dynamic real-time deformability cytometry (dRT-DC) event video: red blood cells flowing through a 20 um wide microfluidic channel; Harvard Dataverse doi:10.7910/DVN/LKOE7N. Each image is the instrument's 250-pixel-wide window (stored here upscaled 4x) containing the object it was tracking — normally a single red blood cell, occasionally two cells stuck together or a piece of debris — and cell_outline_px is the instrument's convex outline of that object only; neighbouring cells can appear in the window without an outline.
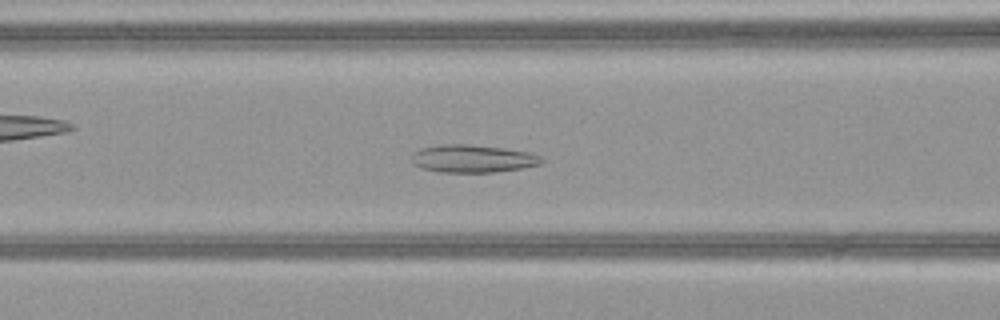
{"species": "common noctule bat (a hibernating species)", "species_latin": "Nyctalus noctula", "temperature_condition": "warm", "stored_images_in_passage": 51, "camera_frame_rate_fps": 3000, "um_per_image_px": 0.085, "animal": {"sex": "female", "body_mass_g": 21.9}, "frame": {"image": 1, "passage_image": 22, "time_ms": 7.0, "image_size_px": [1000, 320], "cell_outline_px": [[544, 164], [496, 172], [440, 172], [420, 168], [412, 164], [412, 152], [420, 148], [440, 144], [464, 144], [504, 148], [528, 152], [540, 156], [544, 160]], "centroid_in_image_um": [40.15, 13.48], "position_along_channel_um": 126.4, "area_um2": 21.15}}
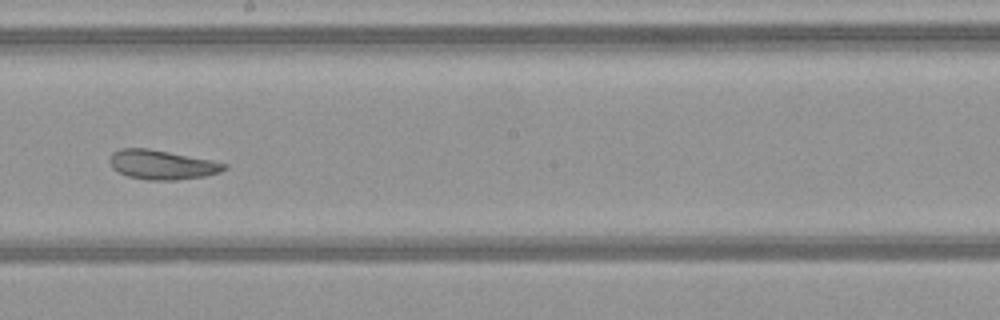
{"frame": {"image": 2, "passage_image": 30, "time_ms": 9.667, "image_size_px": [1000, 320], "cell_outline_px": [[228, 168], [220, 172], [204, 176], [176, 180], [148, 180], [128, 176], [112, 168], [108, 160], [112, 152], [120, 148], [148, 148], [212, 160], [228, 164]], "centroid_in_image_um": [13.76, 13.99], "position_along_channel_um": 234.4, "area_um2": 19.65}}
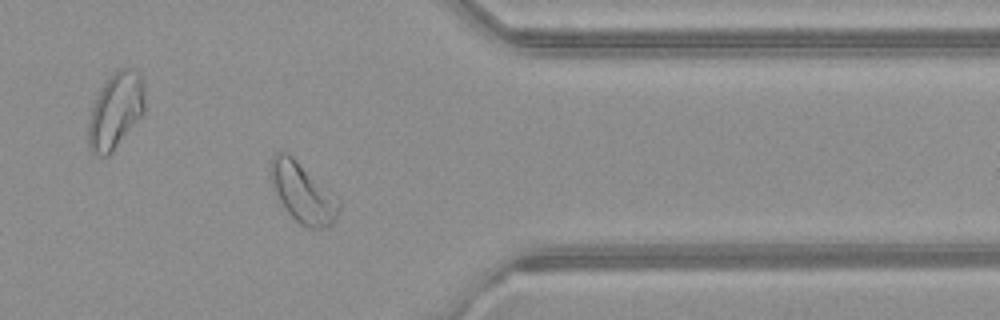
{"frame": {"image": 3, "passage_image": 42, "time_ms": 13.667, "image_size_px": [1000, 320], "cell_outline_px": [[340, 212], [336, 220], [332, 224], [324, 228], [308, 228], [300, 224], [288, 212], [280, 200], [272, 184], [272, 156], [276, 152], [288, 152], [340, 200]], "centroid_in_image_um": [25.78, 16.41], "position_along_channel_um": 385.6, "area_um2": 23.29}, "authors_computed_cell_mechanics": {"area_um2": 26.5302, "velocity_mm_per_s": 4.0468, "shape_relaxation_time_tau1_ms": null, "shape_relaxation_time_tau2_ms": 6.0336, "deformation_change_tau1": null, "deformation_change_tau2": 0.1456}}